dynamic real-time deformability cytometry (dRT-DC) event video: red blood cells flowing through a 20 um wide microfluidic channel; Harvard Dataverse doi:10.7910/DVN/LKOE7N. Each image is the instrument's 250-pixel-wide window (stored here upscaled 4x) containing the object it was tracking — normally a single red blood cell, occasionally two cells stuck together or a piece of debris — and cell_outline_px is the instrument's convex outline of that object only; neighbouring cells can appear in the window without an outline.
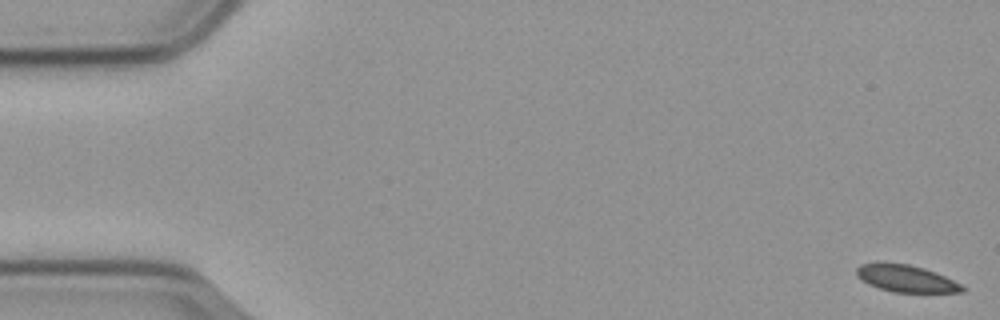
{"species": "common noctule bat (a hibernating species)", "species_latin": "Nyctalus noctula", "temperature_condition": "cold", "stored_images_in_passage": 58, "camera_frame_rate_fps": 3000, "um_per_image_px": 0.085, "animal": {"sex": "male", "body_mass_g": 23.1, "forearm_length_mm": 52.7}, "frame": {"image": 1, "passage_image": 1, "time_ms": 0.0, "image_size_px": [1000, 320], "cell_outline_px": [[964, 292], [892, 292], [868, 284], [860, 280], [856, 276], [856, 268], [860, 264], [908, 264], [924, 268], [944, 276], [960, 284], [964, 288]], "centroid_in_image_um": [76.99, 23.69], "position_along_channel_um": 8.0, "area_um2": 16.24}}
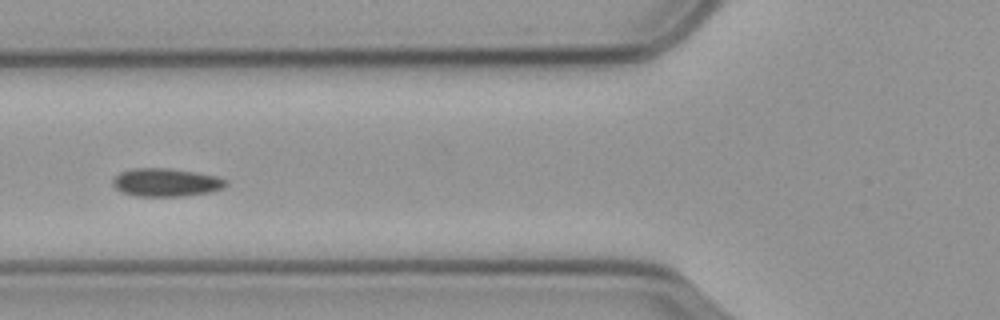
{"frame": {"image": 2, "passage_image": 22, "time_ms": 7.0, "image_size_px": [1000, 320], "cell_outline_px": [[228, 184], [224, 188], [212, 192], [184, 196], [136, 196], [120, 192], [112, 184], [112, 180], [120, 172], [132, 168], [168, 168], [196, 172], [216, 176], [228, 180]], "centroid_in_image_um": [14.13, 15.51], "position_along_channel_um": 111.7, "area_um2": 18.79}}
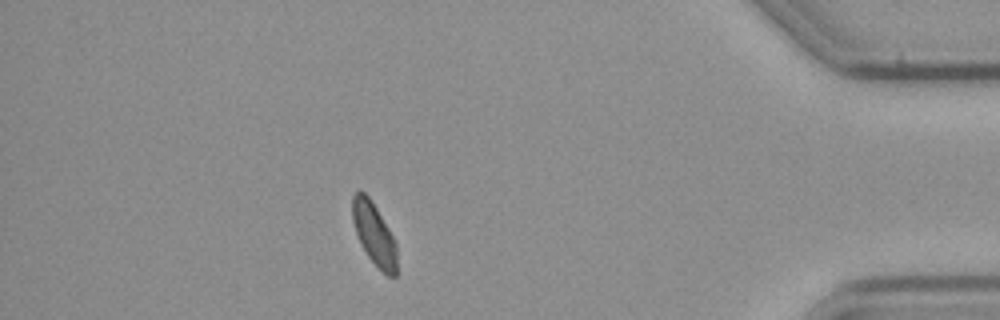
{"frame": {"image": 3, "passage_image": 51, "time_ms": 16.667, "image_size_px": [1000, 320], "cell_outline_px": [[396, 276], [388, 276], [368, 256], [360, 244], [352, 220], [352, 196], [356, 192], [364, 192], [372, 200], [388, 228], [396, 244]], "centroid_in_image_um": [31.78, 19.85], "position_along_channel_um": 403.4, "area_um2": 15.84}}